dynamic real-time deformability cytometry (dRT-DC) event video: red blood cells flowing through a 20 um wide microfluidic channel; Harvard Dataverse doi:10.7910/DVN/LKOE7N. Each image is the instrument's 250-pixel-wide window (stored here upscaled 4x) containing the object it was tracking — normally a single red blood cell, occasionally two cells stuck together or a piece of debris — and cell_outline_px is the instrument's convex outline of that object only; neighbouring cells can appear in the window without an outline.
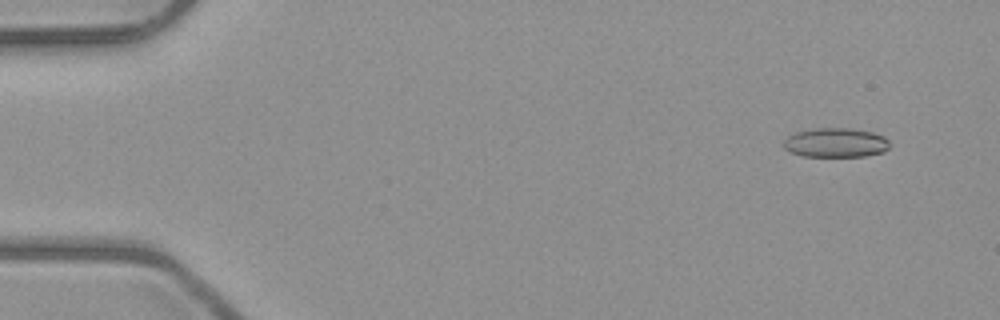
{"species": "common noctule bat (a hibernating species)", "species_latin": "Nyctalus noctula", "temperature_condition": "room temperature", "stored_images_in_passage": 6, "camera_frame_rate_fps": 3000, "um_per_image_px": 0.085, "animal": {"sex": "male", "body_mass_g": 23.1, "forearm_length_mm": 52.7}, "frame": {"image": 1, "passage_image": 2, "time_ms": 1.0, "image_size_px": [1000, 320], "cell_outline_px": [[888, 148], [884, 152], [864, 156], [804, 156], [792, 152], [784, 148], [784, 140], [788, 136], [796, 132], [812, 128], [852, 128], [872, 132], [884, 136], [888, 140]], "centroid_in_image_um": [71.04, 12.12], "position_along_channel_um": 14.0, "area_um2": 18.09}}